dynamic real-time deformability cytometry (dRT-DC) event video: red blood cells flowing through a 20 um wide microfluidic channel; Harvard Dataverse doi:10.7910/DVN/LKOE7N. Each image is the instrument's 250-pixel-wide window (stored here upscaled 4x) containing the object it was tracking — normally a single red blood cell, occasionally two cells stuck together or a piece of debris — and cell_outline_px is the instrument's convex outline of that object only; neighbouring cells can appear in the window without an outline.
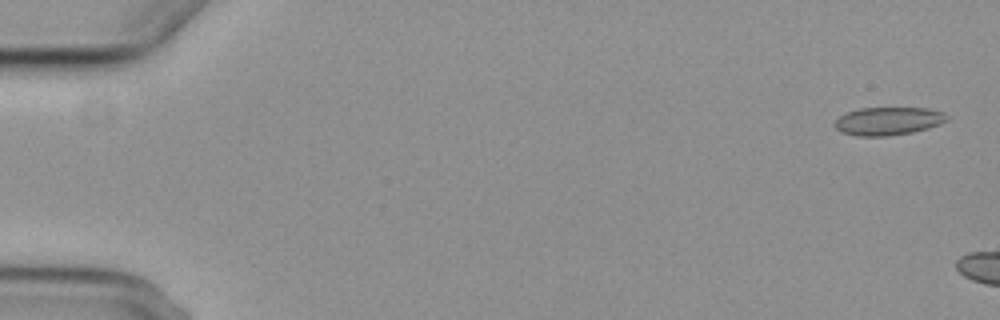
{"species": "common noctule bat (a hibernating species)", "species_latin": "Nyctalus noctula", "temperature_condition": "cold", "stored_images_in_passage": 3, "camera_frame_rate_fps": 3000, "um_per_image_px": 0.085, "animal": {"sex": "female", "body_mass_g": 29.2, "forearm_length_mm": 56.3}, "frame": {"image": 1, "passage_image": 1, "time_ms": 0.0, "image_size_px": [1000, 320], "cell_outline_px": [[948, 120], [940, 124], [928, 128], [912, 132], [888, 136], [856, 136], [840, 132], [836, 128], [836, 120], [840, 116], [848, 112], [860, 108], [928, 108], [944, 112], [948, 116]], "centroid_in_image_um": [75.52, 10.29], "position_along_channel_um": 9.5, "area_um2": 18.32}}